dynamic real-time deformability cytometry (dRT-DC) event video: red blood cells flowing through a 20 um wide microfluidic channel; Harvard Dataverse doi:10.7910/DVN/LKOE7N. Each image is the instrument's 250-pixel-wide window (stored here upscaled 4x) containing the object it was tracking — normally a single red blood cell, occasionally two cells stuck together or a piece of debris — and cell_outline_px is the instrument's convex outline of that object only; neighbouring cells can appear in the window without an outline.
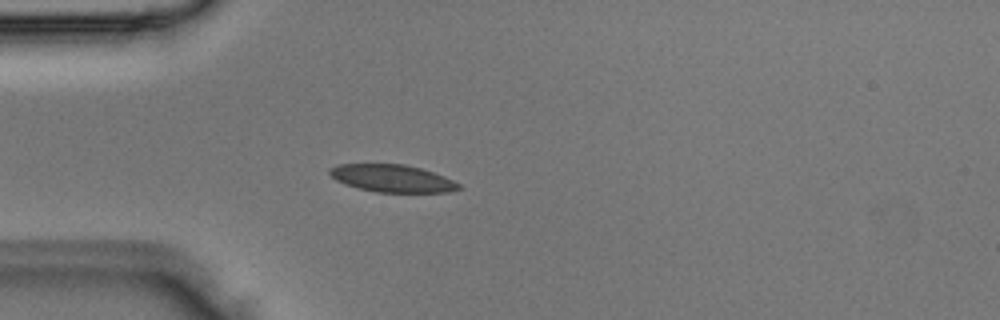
{"species": "Egyptian fruit bat (a non-hibernating species)", "species_latin": "Rousettus aegyptiacus", "temperature_condition": "room temperature", "stored_images_in_passage": 4, "camera_frame_rate_fps": 3000, "um_per_image_px": 0.085, "animal": {"sex": "male"}, "frame": {"image": 1, "passage_image": 4, "time_ms": 1.0, "image_size_px": [1000, 320], "cell_outline_px": [[460, 188], [448, 192], [376, 192], [344, 184], [336, 180], [328, 172], [328, 168], [336, 164], [404, 164], [420, 168], [444, 176], [460, 184]], "centroid_in_image_um": [33.3, 15.15], "position_along_channel_um": 51.7, "area_um2": 20.52}}